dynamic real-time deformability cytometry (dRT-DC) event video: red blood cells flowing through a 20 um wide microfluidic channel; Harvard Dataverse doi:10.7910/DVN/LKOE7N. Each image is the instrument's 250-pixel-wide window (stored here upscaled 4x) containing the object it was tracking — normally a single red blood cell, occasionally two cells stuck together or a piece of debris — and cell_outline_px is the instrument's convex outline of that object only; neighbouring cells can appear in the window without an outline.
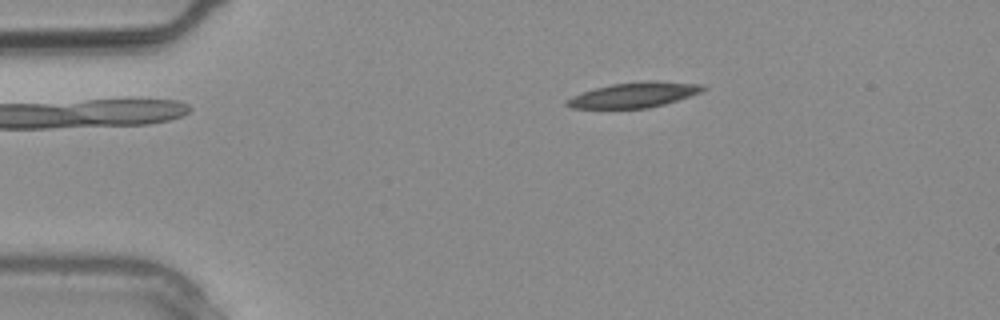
{"species": "common noctule bat (a hibernating species)", "species_latin": "Nyctalus noctula", "temperature_condition": "warm", "stored_images_in_passage": 2, "camera_frame_rate_fps": 3000, "um_per_image_px": 0.085, "animal": {"sex": "male", "body_mass_g": 20.4}, "frame": {"image": 1, "passage_image": 1, "time_ms": 0.0, "image_size_px": [1000, 320], "cell_outline_px": [[708, 88], [700, 92], [664, 104], [648, 108], [572, 108], [564, 104], [564, 100], [572, 96], [596, 88], [612, 84], [652, 80], [656, 80], [704, 84]], "centroid_in_image_um": [53.91, 8.06], "position_along_channel_um": 31.1, "area_um2": 19.88}}